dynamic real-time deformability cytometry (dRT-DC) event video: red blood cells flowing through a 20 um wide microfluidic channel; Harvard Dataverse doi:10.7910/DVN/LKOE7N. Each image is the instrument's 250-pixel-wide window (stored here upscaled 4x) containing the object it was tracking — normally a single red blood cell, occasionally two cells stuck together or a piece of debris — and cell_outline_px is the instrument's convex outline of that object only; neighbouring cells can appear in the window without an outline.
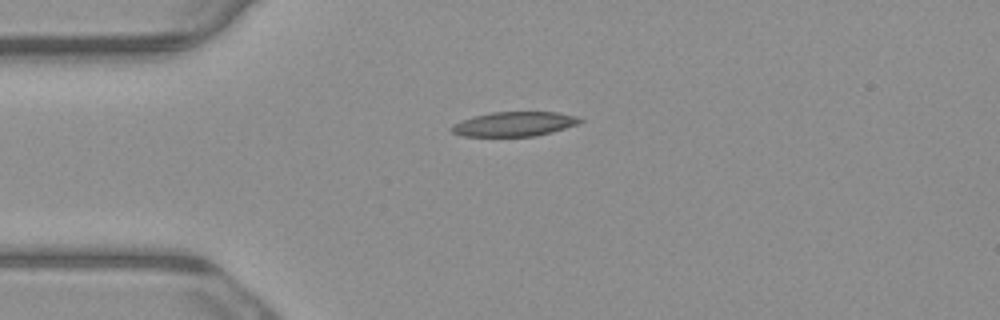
{"species": "common noctule bat (a hibernating species)", "species_latin": "Nyctalus noctula", "temperature_condition": "warm", "stored_images_in_passage": 2, "camera_frame_rate_fps": 3000, "um_per_image_px": 0.085, "animal": {"sex": "male", "body_mass_g": 23.1, "forearm_length_mm": 52.7}, "frame": {"image": 1, "passage_image": 1, "time_ms": 0.0, "image_size_px": [1000, 320], "cell_outline_px": [[584, 120], [580, 124], [536, 136], [460, 136], [452, 132], [448, 128], [452, 124], [472, 116], [492, 112], [556, 112], [576, 116]], "centroid_in_image_um": [43.68, 10.54], "position_along_channel_um": 41.3, "area_um2": 18.5}}